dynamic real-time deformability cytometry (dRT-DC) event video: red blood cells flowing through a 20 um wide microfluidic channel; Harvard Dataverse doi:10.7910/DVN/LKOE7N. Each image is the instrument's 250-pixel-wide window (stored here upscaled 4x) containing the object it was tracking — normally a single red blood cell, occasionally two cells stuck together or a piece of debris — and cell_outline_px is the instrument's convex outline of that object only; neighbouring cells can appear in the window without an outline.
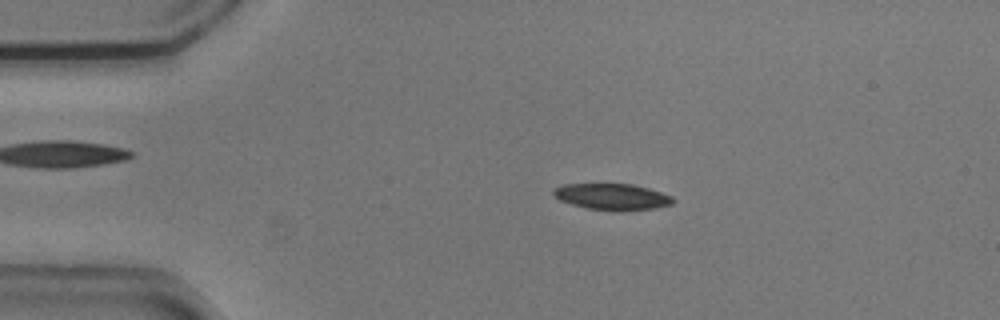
{"species": "common noctule bat (a hibernating species)", "species_latin": "Nyctalus noctula", "temperature_condition": "cold", "stored_images_in_passage": 52, "camera_frame_rate_fps": 3000, "um_per_image_px": 0.085, "animal": {"sex": "male", "body_mass_g": 20.5, "forearm_length_mm": 52.5}, "frame": {"image": 1, "passage_image": 9, "time_ms": 2.667, "image_size_px": [1000, 320], "cell_outline_px": [[676, 200], [672, 204], [656, 208], [612, 212], [588, 208], [572, 204], [560, 200], [552, 192], [556, 188], [564, 184], [632, 184], [648, 188], [672, 196]], "centroid_in_image_um": [52.08, 16.73], "position_along_channel_um": 32.9, "area_um2": 18.32}}
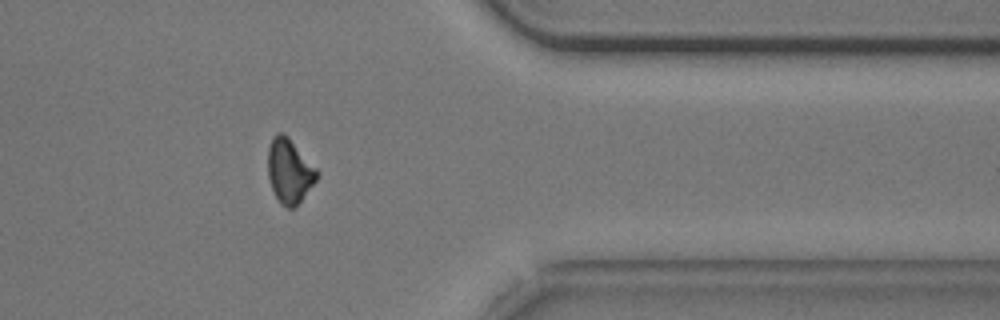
{"frame": {"image": 2, "passage_image": 42, "time_ms": 13.667, "image_size_px": [1000, 320], "cell_outline_px": [[320, 172], [316, 180], [296, 208], [288, 208], [280, 204], [272, 188], [268, 176], [268, 144], [272, 136], [276, 132], [284, 132], [288, 136]], "centroid_in_image_um": [24.59, 14.51], "position_along_channel_um": 386.8, "area_um2": 18.61}}
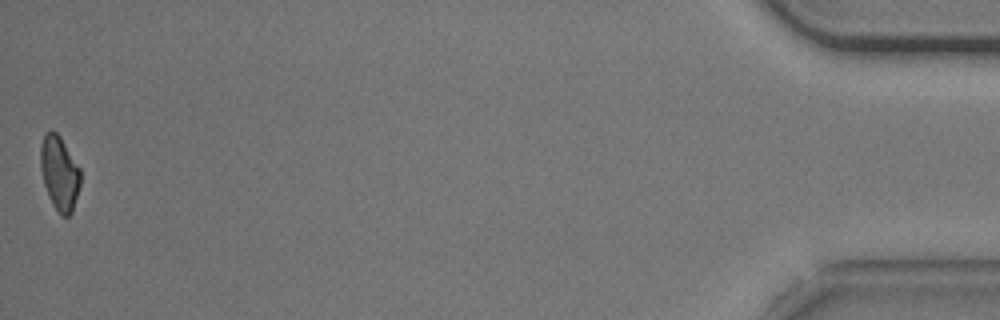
{"frame": {"image": 3, "passage_image": 52, "time_ms": 17.0, "image_size_px": [1000, 320], "cell_outline_px": [[80, 184], [72, 212], [68, 216], [60, 216], [52, 204], [48, 196], [44, 184], [40, 168], [40, 144], [44, 136], [52, 128], [60, 136], [80, 168]], "centroid_in_image_um": [5.04, 14.71], "position_along_channel_um": 430.2, "area_um2": 17.34}, "authors_computed_cell_mechanics": {"area_um2": 18.6694, "velocity_mm_per_s": 3.7298, "shape_relaxation_time_tau1_ms": 2.4127, "shape_relaxation_time_tau2_ms": null, "deformation_change_tau1": 0.1189, "deformation_change_tau2": null}}